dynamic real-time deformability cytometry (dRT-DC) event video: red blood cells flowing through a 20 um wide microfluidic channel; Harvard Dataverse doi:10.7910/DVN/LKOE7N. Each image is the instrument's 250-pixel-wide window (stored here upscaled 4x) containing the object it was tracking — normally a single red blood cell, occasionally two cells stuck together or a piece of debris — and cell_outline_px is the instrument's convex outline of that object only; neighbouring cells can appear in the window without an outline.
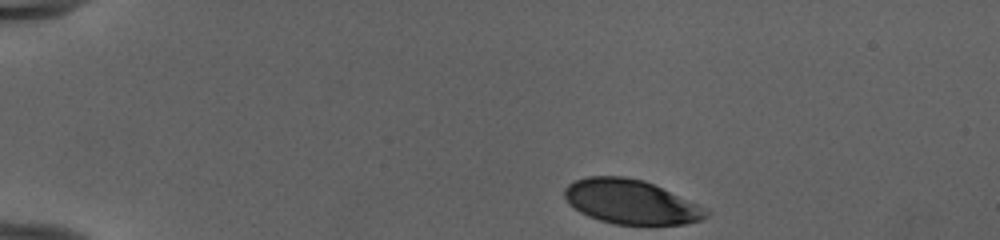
{"species": "human", "species_latin": "Homo sapiens", "temperature_condition": "cold", "stored_images_in_passage": 40, "camera_frame_rate_fps": 3000, "um_per_image_px": 0.085, "donor": {"sex": "female"}, "frame": {"image": 1, "passage_image": 1, "time_ms": 0.0, "image_size_px": [1000, 240], "cell_outline_px": [[712, 212], [708, 216], [700, 220], [684, 224], [616, 224], [600, 220], [588, 216], [580, 212], [568, 204], [564, 196], [564, 188], [568, 184], [576, 180], [588, 176], [624, 176], [644, 180], [696, 204]], "centroid_in_image_um": [53.58, 17.15], "position_along_channel_um": 31.4, "area_um2": 36.24}}
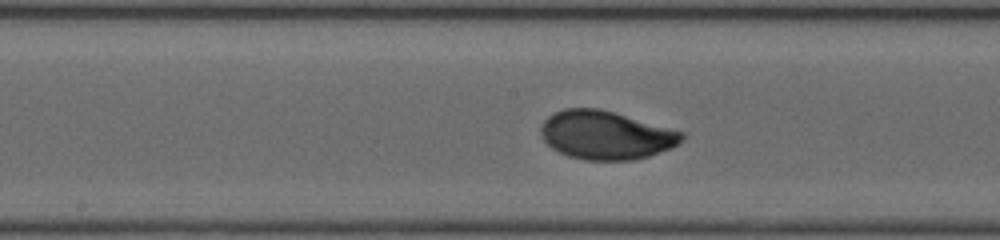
{"frame": {"image": 2, "passage_image": 20, "time_ms": 6.333, "image_size_px": [1000, 240], "cell_outline_px": [[684, 140], [680, 144], [672, 148], [648, 156], [632, 160], [584, 160], [568, 156], [552, 148], [544, 140], [540, 132], [540, 128], [544, 120], [552, 112], [564, 108], [600, 108], [616, 112], [684, 132]], "centroid_in_image_um": [51.51, 11.47], "position_along_channel_um": 196.7, "area_um2": 40.17}}
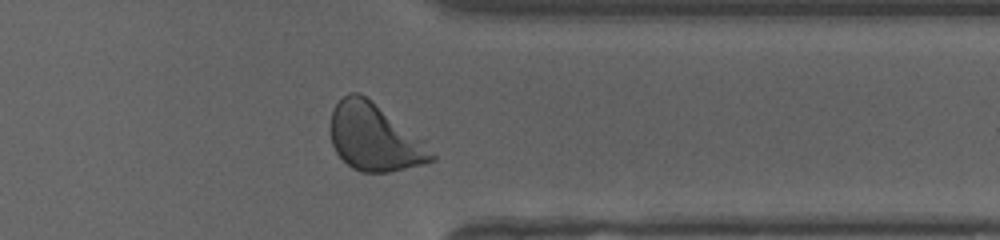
{"frame": {"image": 3, "passage_image": 34, "time_ms": 11.0, "image_size_px": [1000, 240], "cell_outline_px": [[436, 160], [424, 164], [388, 172], [360, 172], [352, 168], [336, 152], [332, 144], [332, 108], [348, 92], [360, 92], [424, 140], [436, 156]], "centroid_in_image_um": [31.85, 11.69], "position_along_channel_um": 379.5, "area_um2": 39.13}, "authors_computed_cell_mechanics": {"area_um2": 39.0728, "velocity_mm_per_s": 3.9583, "shape_relaxation_time_tau1_ms": 2.1443, "shape_relaxation_time_tau2_ms": null, "deformation_change_tau1": 0.1361, "deformation_change_tau2": null}}